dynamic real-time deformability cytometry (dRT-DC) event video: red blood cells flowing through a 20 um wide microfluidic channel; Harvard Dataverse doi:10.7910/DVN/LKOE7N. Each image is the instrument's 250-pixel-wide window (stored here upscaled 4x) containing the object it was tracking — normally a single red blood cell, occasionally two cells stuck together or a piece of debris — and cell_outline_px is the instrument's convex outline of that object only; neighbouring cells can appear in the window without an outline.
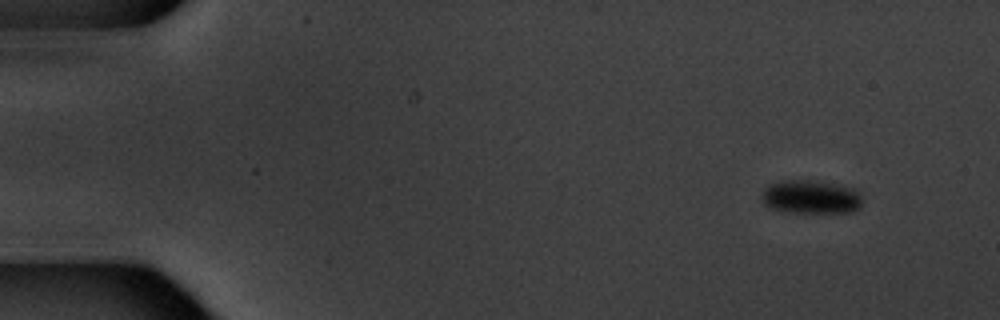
{"species": "common noctule bat (a hibernating species)", "species_latin": "Nyctalus noctula", "temperature_condition": "warm", "stored_images_in_passage": 5, "camera_frame_rate_fps": 3000, "um_per_image_px": 0.085, "animal": {"sex": "male", "body_mass_g": 20.1, "forearm_length_mm": 53.5}, "frame": {"image": 1, "passage_image": 1, "time_ms": 0.0, "image_size_px": [1000, 320], "cell_outline_px": [[860, 208], [852, 212], [788, 212], [772, 208], [764, 204], [760, 196], [760, 192], [768, 184], [784, 180], [820, 180], [852, 188], [860, 192]], "centroid_in_image_um": [68.88, 16.72], "position_along_channel_um": 16.1, "area_um2": 19.88}}